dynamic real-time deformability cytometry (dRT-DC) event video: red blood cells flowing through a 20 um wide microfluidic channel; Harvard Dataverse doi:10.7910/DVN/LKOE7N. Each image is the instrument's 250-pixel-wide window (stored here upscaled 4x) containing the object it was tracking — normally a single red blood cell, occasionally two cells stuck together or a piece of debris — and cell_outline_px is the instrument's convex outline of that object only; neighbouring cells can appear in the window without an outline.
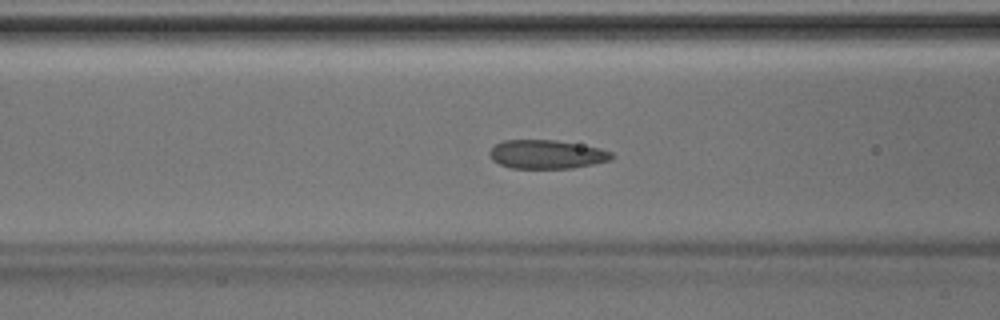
{"species": "Egyptian fruit bat (a non-hibernating species)", "species_latin": "Rousettus aegyptiacus", "temperature_condition": "room temperature", "stored_images_in_passage": 45, "camera_frame_rate_fps": 3000, "um_per_image_px": 0.085, "animal": {"sex": "male"}, "frame": {"image": 1, "passage_image": 17, "time_ms": 5.333, "image_size_px": [1000, 320], "cell_outline_px": [[612, 156], [608, 160], [592, 164], [572, 168], [512, 168], [500, 164], [492, 160], [488, 152], [496, 144], [504, 140], [556, 140], [600, 148], [612, 152]], "centroid_in_image_um": [46.43, 13.11], "position_along_channel_um": 120.2, "area_um2": 20.23}}
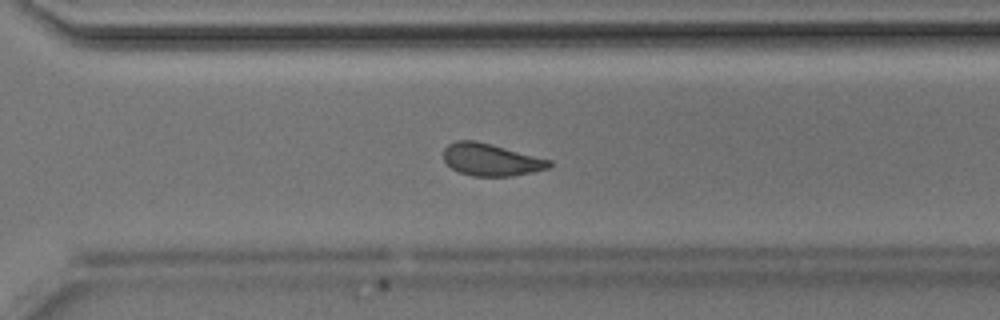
{"frame": {"image": 2, "passage_image": 31, "time_ms": 10.0, "image_size_px": [1000, 320], "cell_outline_px": [[552, 164], [548, 168], [532, 172], [512, 176], [472, 176], [460, 172], [452, 168], [444, 160], [444, 148], [448, 144], [456, 140], [476, 140], [552, 160]], "centroid_in_image_um": [41.73, 13.57], "position_along_channel_um": 328.9, "area_um2": 19.83}}
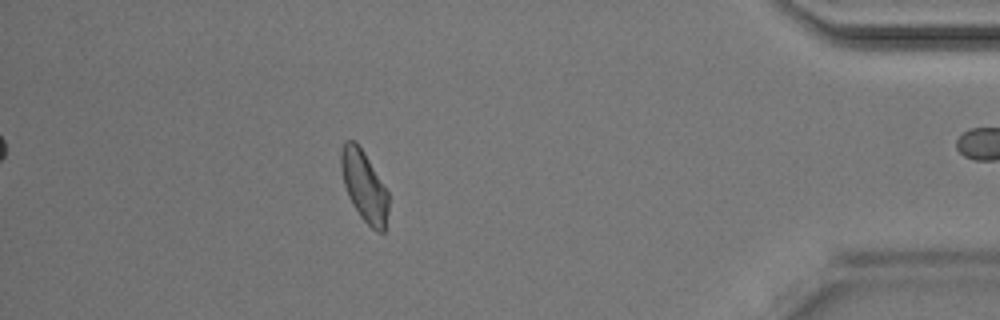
{"frame": {"image": 3, "passage_image": 39, "time_ms": 12.667, "image_size_px": [1000, 320], "cell_outline_px": [[388, 212], [384, 232], [376, 232], [360, 216], [352, 204], [348, 196], [344, 184], [340, 168], [340, 152], [344, 140], [356, 140], [364, 152], [388, 192]], "centroid_in_image_um": [30.93, 15.8], "position_along_channel_um": 404.3, "area_um2": 19.59}}